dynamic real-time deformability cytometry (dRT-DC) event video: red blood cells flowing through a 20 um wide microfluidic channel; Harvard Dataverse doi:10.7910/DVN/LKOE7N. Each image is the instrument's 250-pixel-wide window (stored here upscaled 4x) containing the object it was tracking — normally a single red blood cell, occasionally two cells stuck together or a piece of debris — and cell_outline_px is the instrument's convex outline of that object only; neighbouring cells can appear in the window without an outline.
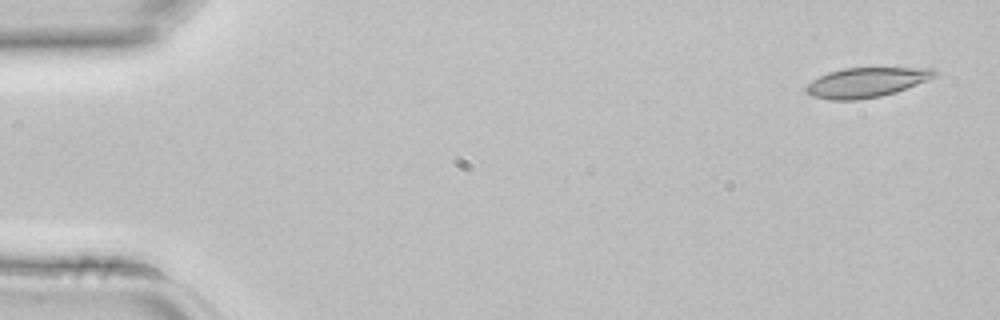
{"species": "common noctule bat (a hibernating species)", "species_latin": "Nyctalus noctula", "temperature_condition": "room temperature", "stored_images_in_passage": 3, "camera_frame_rate_fps": 3000, "um_per_image_px": 0.085, "animal": {"sex": "female", "body_mass_g": 22.7, "forearm_length_mm": 54.2}, "frame": {"image": 1, "passage_image": 1, "time_ms": 0.0, "image_size_px": [1000, 320], "cell_outline_px": [[936, 76], [896, 92], [880, 96], [856, 100], [828, 100], [812, 96], [804, 92], [804, 88], [812, 80], [828, 72], [844, 68], [932, 68], [936, 72]], "centroid_in_image_um": [73.57, 7.01], "position_along_channel_um": 11.4, "area_um2": 22.14}}
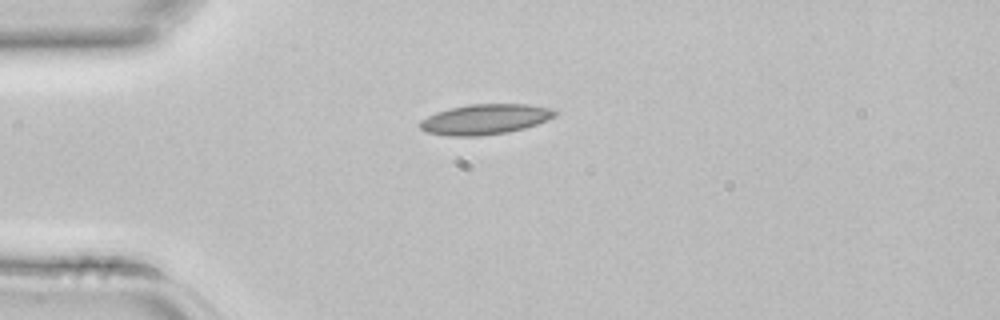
{"frame": {"image": 2, "passage_image": 3, "time_ms": 0.667, "image_size_px": [1000, 320], "cell_outline_px": [[556, 116], [536, 124], [524, 128], [508, 132], [480, 136], [448, 136], [428, 132], [420, 128], [420, 120], [436, 112], [468, 104], [528, 104], [552, 108], [556, 112]], "centroid_in_image_um": [41.24, 10.14], "position_along_channel_um": 43.8, "area_um2": 23.7}}